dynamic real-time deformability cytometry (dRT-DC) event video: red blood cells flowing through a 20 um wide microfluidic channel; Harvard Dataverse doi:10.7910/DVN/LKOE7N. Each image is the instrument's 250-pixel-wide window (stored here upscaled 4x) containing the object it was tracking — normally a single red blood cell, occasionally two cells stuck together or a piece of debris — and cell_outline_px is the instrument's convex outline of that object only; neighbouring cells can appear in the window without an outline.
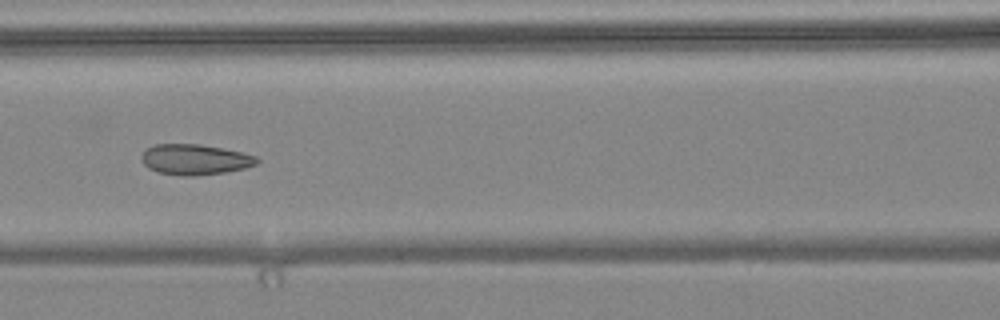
{"species": "common noctule bat (a hibernating species)", "species_latin": "Nyctalus noctula", "temperature_condition": "warm", "stored_images_in_passage": 7, "camera_frame_rate_fps": 3000, "um_per_image_px": 0.085, "animal": {"sex": "female", "body_mass_g": 24.6, "forearm_length_mm": 56.2}, "frame": {"image": 1, "passage_image": 5, "time_ms": 1.333, "image_size_px": [1000, 320], "cell_outline_px": [[260, 160], [256, 164], [244, 168], [224, 172], [192, 176], [180, 176], [156, 172], [148, 168], [140, 160], [140, 156], [152, 144], [200, 144], [240, 152], [256, 156]], "centroid_in_image_um": [16.52, 13.56], "position_along_channel_um": 150.1, "area_um2": 20.52}}
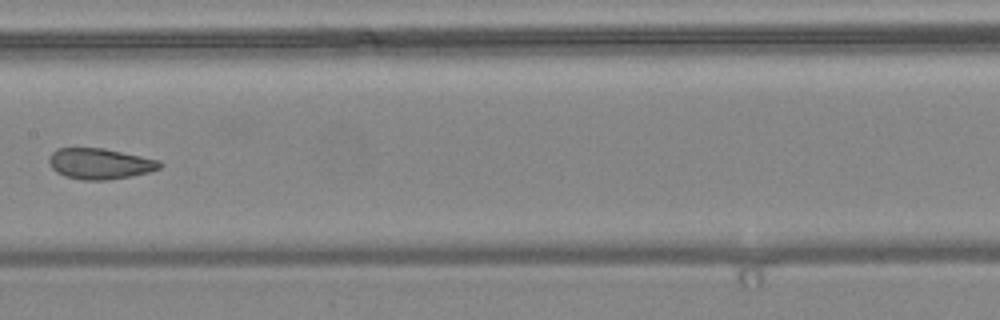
{"frame": {"image": 2, "passage_image": 6, "time_ms": 1.667, "image_size_px": [1000, 320], "cell_outline_px": [[164, 164], [160, 168], [148, 172], [108, 180], [80, 180], [64, 176], [56, 172], [52, 168], [48, 160], [48, 156], [56, 148], [104, 148], [160, 160]], "centroid_in_image_um": [8.47, 13.91], "position_along_channel_um": 198.9, "area_um2": 20.0}}
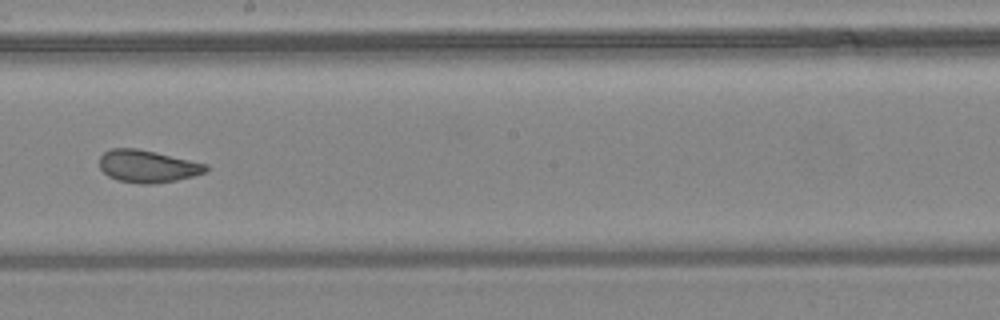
{"frame": {"image": 3, "passage_image": 7, "time_ms": 2.0, "image_size_px": [1000, 320], "cell_outline_px": [[208, 172], [176, 180], [152, 184], [140, 184], [116, 180], [108, 176], [100, 168], [100, 156], [104, 152], [112, 148], [136, 148], [156, 152], [208, 164]], "centroid_in_image_um": [12.55, 14.13], "position_along_channel_um": 235.7, "area_um2": 20.17}}